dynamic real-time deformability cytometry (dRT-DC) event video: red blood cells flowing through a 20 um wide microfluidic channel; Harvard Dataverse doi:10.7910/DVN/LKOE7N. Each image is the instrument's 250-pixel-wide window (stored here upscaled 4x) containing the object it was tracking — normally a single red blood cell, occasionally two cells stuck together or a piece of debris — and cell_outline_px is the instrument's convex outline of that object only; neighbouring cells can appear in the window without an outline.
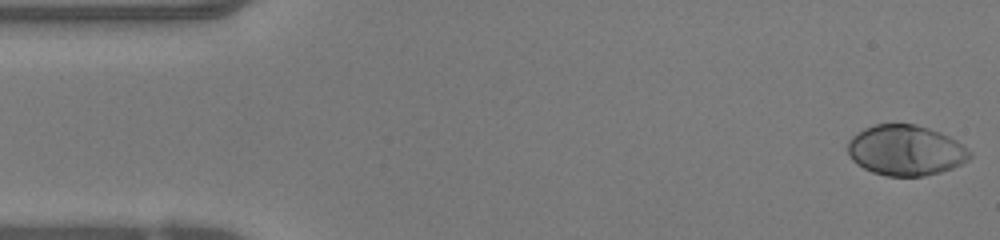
{"species": "human", "species_latin": "Homo sapiens", "temperature_condition": "warm", "stored_images_in_passage": 49, "camera_frame_rate_fps": 3000, "um_per_image_px": 0.085, "donor": {"sex": "female"}, "frame": {"image": 1, "passage_image": 1, "time_ms": 0.0, "image_size_px": [1000, 240], "cell_outline_px": [[972, 156], [968, 160], [952, 168], [940, 172], [924, 176], [884, 176], [872, 172], [856, 164], [852, 160], [848, 152], [848, 140], [852, 136], [864, 128], [876, 124], [916, 124], [940, 132], [956, 140], [972, 152]], "centroid_in_image_um": [76.97, 12.78], "position_along_channel_um": 8.0, "area_um2": 35.95}}
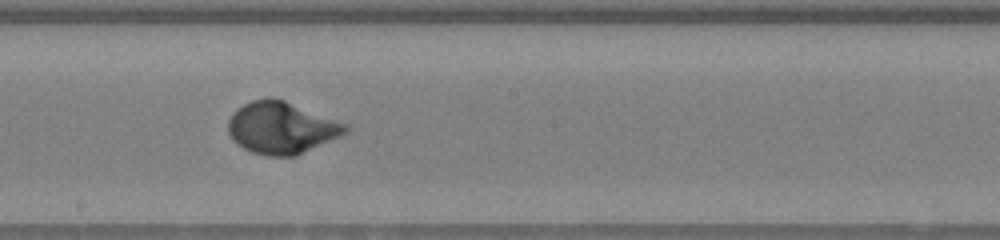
{"frame": {"image": 2, "passage_image": 26, "time_ms": 8.333, "image_size_px": [1000, 240], "cell_outline_px": [[348, 132], [340, 136], [296, 156], [268, 156], [252, 152], [236, 144], [232, 140], [228, 132], [228, 120], [236, 108], [252, 100], [268, 96], [272, 96], [284, 100], [348, 124]], "centroid_in_image_um": [23.9, 10.85], "position_along_channel_um": 224.3, "area_um2": 35.66}}
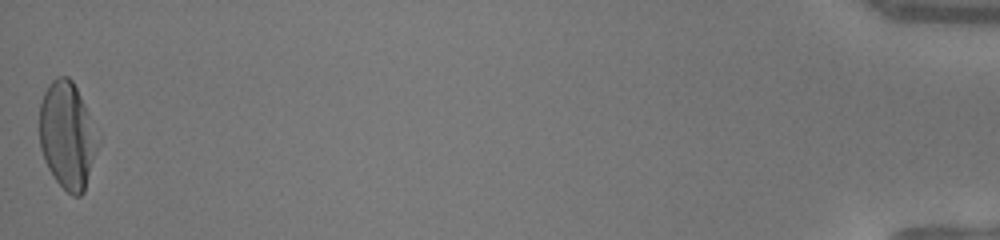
{"frame": {"image": 3, "passage_image": 49, "time_ms": 16.0, "image_size_px": [1000, 240], "cell_outline_px": [[100, 140], [84, 192], [80, 196], [72, 196], [56, 180], [48, 168], [44, 160], [40, 148], [40, 104], [44, 92], [48, 84], [56, 76], [68, 76], [72, 80], [100, 132]], "centroid_in_image_um": [5.75, 11.49], "position_along_channel_um": 429.5, "area_um2": 36.82}, "authors_computed_cell_mechanics": {"area_um2": 34.68, "velocity_mm_per_s": 4.0716, "shape_relaxation_time_tau1_ms": 3.0814, "shape_relaxation_time_tau2_ms": null, "deformation_change_tau1": 0.2141, "deformation_change_tau2": null}}